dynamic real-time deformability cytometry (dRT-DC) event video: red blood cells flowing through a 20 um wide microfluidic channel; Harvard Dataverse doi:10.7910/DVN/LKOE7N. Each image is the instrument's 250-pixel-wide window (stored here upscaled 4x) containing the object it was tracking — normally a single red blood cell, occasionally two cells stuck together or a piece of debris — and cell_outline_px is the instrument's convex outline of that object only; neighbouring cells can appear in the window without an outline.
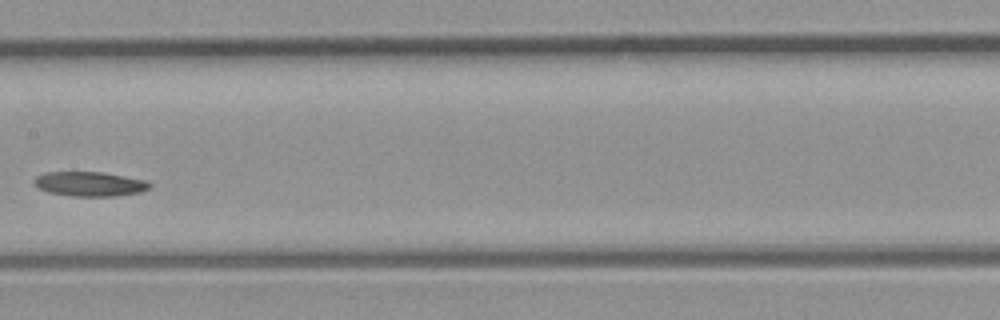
{"species": "common noctule bat (a hibernating species)", "species_latin": "Nyctalus noctula", "temperature_condition": "room temperature", "stored_images_in_passage": 32, "camera_frame_rate_fps": 3000, "um_per_image_px": 0.085, "animal": {"sex": "male", "body_mass_g": 23.1, "forearm_length_mm": 52.7}, "frame": {"image": 1, "passage_image": 14, "time_ms": 4.333, "image_size_px": [1000, 320], "cell_outline_px": [[152, 184], [148, 188], [140, 192], [116, 196], [72, 196], [48, 192], [40, 188], [32, 180], [36, 176], [44, 172], [100, 172], [148, 180]], "centroid_in_image_um": [7.63, 15.63], "position_along_channel_um": 199.8, "area_um2": 16.47}}
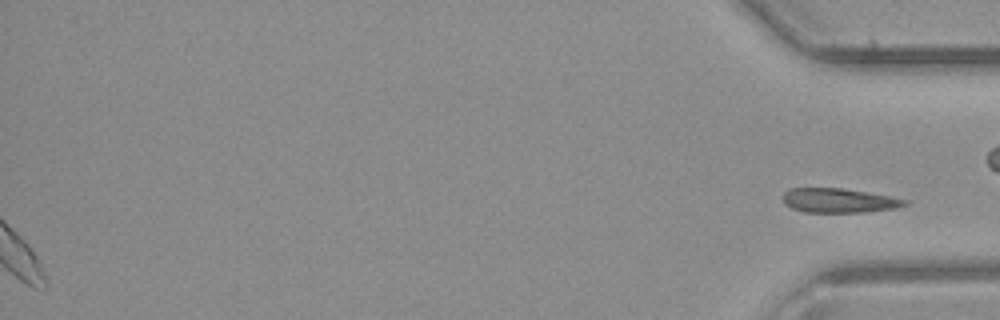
{"frame": {"image": 2, "passage_image": 32, "time_ms": 10.333, "image_size_px": [1000, 320], "cell_outline_px": [[908, 204], [896, 208], [864, 212], [804, 212], [792, 208], [784, 204], [784, 192], [788, 188], [840, 188], [892, 196], [908, 200]], "centroid_in_image_um": [71.31, 17.04], "position_along_channel_um": 363.9, "area_um2": 17.28}}